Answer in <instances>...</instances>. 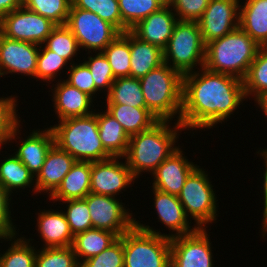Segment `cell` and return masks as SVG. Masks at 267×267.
<instances>
[{"mask_svg": "<svg viewBox=\"0 0 267 267\" xmlns=\"http://www.w3.org/2000/svg\"><path fill=\"white\" fill-rule=\"evenodd\" d=\"M200 70L183 75L179 123L185 130L215 127L230 118L246 98L239 78L204 67Z\"/></svg>", "mask_w": 267, "mask_h": 267, "instance_id": "obj_1", "label": "cell"}, {"mask_svg": "<svg viewBox=\"0 0 267 267\" xmlns=\"http://www.w3.org/2000/svg\"><path fill=\"white\" fill-rule=\"evenodd\" d=\"M169 124L170 120L159 121L151 129L130 136L127 153L123 159L136 179L141 172L153 173L180 147L175 143L179 138L178 132L184 128L178 122L174 127Z\"/></svg>", "mask_w": 267, "mask_h": 267, "instance_id": "obj_2", "label": "cell"}, {"mask_svg": "<svg viewBox=\"0 0 267 267\" xmlns=\"http://www.w3.org/2000/svg\"><path fill=\"white\" fill-rule=\"evenodd\" d=\"M259 48L260 45L239 27L206 44L204 68L243 81Z\"/></svg>", "mask_w": 267, "mask_h": 267, "instance_id": "obj_3", "label": "cell"}, {"mask_svg": "<svg viewBox=\"0 0 267 267\" xmlns=\"http://www.w3.org/2000/svg\"><path fill=\"white\" fill-rule=\"evenodd\" d=\"M50 126L55 144L76 161L97 162L112 156L104 149L98 131L97 113L70 117Z\"/></svg>", "mask_w": 267, "mask_h": 267, "instance_id": "obj_4", "label": "cell"}, {"mask_svg": "<svg viewBox=\"0 0 267 267\" xmlns=\"http://www.w3.org/2000/svg\"><path fill=\"white\" fill-rule=\"evenodd\" d=\"M146 108L159 120H172L182 109L183 75L163 63L140 78Z\"/></svg>", "mask_w": 267, "mask_h": 267, "instance_id": "obj_5", "label": "cell"}, {"mask_svg": "<svg viewBox=\"0 0 267 267\" xmlns=\"http://www.w3.org/2000/svg\"><path fill=\"white\" fill-rule=\"evenodd\" d=\"M124 267H170L171 243L167 234L136 221L123 234Z\"/></svg>", "mask_w": 267, "mask_h": 267, "instance_id": "obj_6", "label": "cell"}, {"mask_svg": "<svg viewBox=\"0 0 267 267\" xmlns=\"http://www.w3.org/2000/svg\"><path fill=\"white\" fill-rule=\"evenodd\" d=\"M205 48L198 21L178 20L163 50V63L182 75L199 70L197 64L204 67Z\"/></svg>", "mask_w": 267, "mask_h": 267, "instance_id": "obj_7", "label": "cell"}, {"mask_svg": "<svg viewBox=\"0 0 267 267\" xmlns=\"http://www.w3.org/2000/svg\"><path fill=\"white\" fill-rule=\"evenodd\" d=\"M200 166L187 177L178 195L186 215L195 220L198 228H205L206 224L214 222L217 214V197L208 174ZM217 205V206H216ZM210 222V223H209Z\"/></svg>", "mask_w": 267, "mask_h": 267, "instance_id": "obj_8", "label": "cell"}, {"mask_svg": "<svg viewBox=\"0 0 267 267\" xmlns=\"http://www.w3.org/2000/svg\"><path fill=\"white\" fill-rule=\"evenodd\" d=\"M67 28L77 39L79 48L88 53L102 52L121 32L97 14L80 8H70Z\"/></svg>", "mask_w": 267, "mask_h": 267, "instance_id": "obj_9", "label": "cell"}, {"mask_svg": "<svg viewBox=\"0 0 267 267\" xmlns=\"http://www.w3.org/2000/svg\"><path fill=\"white\" fill-rule=\"evenodd\" d=\"M57 25L21 6L0 19V33L13 40L42 45Z\"/></svg>", "mask_w": 267, "mask_h": 267, "instance_id": "obj_10", "label": "cell"}, {"mask_svg": "<svg viewBox=\"0 0 267 267\" xmlns=\"http://www.w3.org/2000/svg\"><path fill=\"white\" fill-rule=\"evenodd\" d=\"M84 199L93 228L110 231L120 237L136 225L132 213L116 197L89 193Z\"/></svg>", "mask_w": 267, "mask_h": 267, "instance_id": "obj_11", "label": "cell"}, {"mask_svg": "<svg viewBox=\"0 0 267 267\" xmlns=\"http://www.w3.org/2000/svg\"><path fill=\"white\" fill-rule=\"evenodd\" d=\"M206 230L198 228L193 233L170 239V267H214L210 237Z\"/></svg>", "mask_w": 267, "mask_h": 267, "instance_id": "obj_12", "label": "cell"}, {"mask_svg": "<svg viewBox=\"0 0 267 267\" xmlns=\"http://www.w3.org/2000/svg\"><path fill=\"white\" fill-rule=\"evenodd\" d=\"M239 0H210L198 20L203 42L221 38L239 28Z\"/></svg>", "mask_w": 267, "mask_h": 267, "instance_id": "obj_13", "label": "cell"}, {"mask_svg": "<svg viewBox=\"0 0 267 267\" xmlns=\"http://www.w3.org/2000/svg\"><path fill=\"white\" fill-rule=\"evenodd\" d=\"M123 157H111L102 161L91 162V193L117 197L136 180Z\"/></svg>", "mask_w": 267, "mask_h": 267, "instance_id": "obj_14", "label": "cell"}, {"mask_svg": "<svg viewBox=\"0 0 267 267\" xmlns=\"http://www.w3.org/2000/svg\"><path fill=\"white\" fill-rule=\"evenodd\" d=\"M40 45L9 39L0 33V77L23 74L35 78Z\"/></svg>", "mask_w": 267, "mask_h": 267, "instance_id": "obj_15", "label": "cell"}, {"mask_svg": "<svg viewBox=\"0 0 267 267\" xmlns=\"http://www.w3.org/2000/svg\"><path fill=\"white\" fill-rule=\"evenodd\" d=\"M183 155L182 149L178 148L156 168L152 173V188L175 196L180 194L187 177L197 167Z\"/></svg>", "mask_w": 267, "mask_h": 267, "instance_id": "obj_16", "label": "cell"}, {"mask_svg": "<svg viewBox=\"0 0 267 267\" xmlns=\"http://www.w3.org/2000/svg\"><path fill=\"white\" fill-rule=\"evenodd\" d=\"M175 16L171 7H162L141 20L130 31L140 40L164 50L178 22Z\"/></svg>", "mask_w": 267, "mask_h": 267, "instance_id": "obj_17", "label": "cell"}, {"mask_svg": "<svg viewBox=\"0 0 267 267\" xmlns=\"http://www.w3.org/2000/svg\"><path fill=\"white\" fill-rule=\"evenodd\" d=\"M153 194L158 221L175 233L168 234L169 239L193 233L198 229L196 225L194 227L189 225L191 220L188 219L189 217L186 215L178 196L161 192L155 188H153Z\"/></svg>", "mask_w": 267, "mask_h": 267, "instance_id": "obj_18", "label": "cell"}, {"mask_svg": "<svg viewBox=\"0 0 267 267\" xmlns=\"http://www.w3.org/2000/svg\"><path fill=\"white\" fill-rule=\"evenodd\" d=\"M75 162L68 152L54 144L46 155L41 171L35 177L36 193L46 191L50 197Z\"/></svg>", "mask_w": 267, "mask_h": 267, "instance_id": "obj_19", "label": "cell"}, {"mask_svg": "<svg viewBox=\"0 0 267 267\" xmlns=\"http://www.w3.org/2000/svg\"><path fill=\"white\" fill-rule=\"evenodd\" d=\"M56 84V87L52 89V100L54 99L53 107L55 115H58V120L87 116L95 112L90 108L91 106L94 107L91 96L71 86L65 79L58 81Z\"/></svg>", "mask_w": 267, "mask_h": 267, "instance_id": "obj_20", "label": "cell"}, {"mask_svg": "<svg viewBox=\"0 0 267 267\" xmlns=\"http://www.w3.org/2000/svg\"><path fill=\"white\" fill-rule=\"evenodd\" d=\"M46 129L33 130L25 140H21V144L18 143V149L14 152L34 177L41 171L48 151L55 144L52 128Z\"/></svg>", "mask_w": 267, "mask_h": 267, "instance_id": "obj_21", "label": "cell"}, {"mask_svg": "<svg viewBox=\"0 0 267 267\" xmlns=\"http://www.w3.org/2000/svg\"><path fill=\"white\" fill-rule=\"evenodd\" d=\"M52 210V211H51ZM44 210L38 213L37 227L43 248L72 246L74 236L70 231L68 221L60 210Z\"/></svg>", "mask_w": 267, "mask_h": 267, "instance_id": "obj_22", "label": "cell"}, {"mask_svg": "<svg viewBox=\"0 0 267 267\" xmlns=\"http://www.w3.org/2000/svg\"><path fill=\"white\" fill-rule=\"evenodd\" d=\"M91 162L76 161L63 178L57 190L49 197L52 201L84 199L90 191Z\"/></svg>", "mask_w": 267, "mask_h": 267, "instance_id": "obj_23", "label": "cell"}, {"mask_svg": "<svg viewBox=\"0 0 267 267\" xmlns=\"http://www.w3.org/2000/svg\"><path fill=\"white\" fill-rule=\"evenodd\" d=\"M239 27L258 45L267 46V0H246L240 5Z\"/></svg>", "mask_w": 267, "mask_h": 267, "instance_id": "obj_24", "label": "cell"}, {"mask_svg": "<svg viewBox=\"0 0 267 267\" xmlns=\"http://www.w3.org/2000/svg\"><path fill=\"white\" fill-rule=\"evenodd\" d=\"M130 77L140 79L163 64V50L144 42L130 31Z\"/></svg>", "mask_w": 267, "mask_h": 267, "instance_id": "obj_25", "label": "cell"}, {"mask_svg": "<svg viewBox=\"0 0 267 267\" xmlns=\"http://www.w3.org/2000/svg\"><path fill=\"white\" fill-rule=\"evenodd\" d=\"M105 111L97 113L98 131L102 145L112 157H124L130 137L122 125L107 110Z\"/></svg>", "mask_w": 267, "mask_h": 267, "instance_id": "obj_26", "label": "cell"}, {"mask_svg": "<svg viewBox=\"0 0 267 267\" xmlns=\"http://www.w3.org/2000/svg\"><path fill=\"white\" fill-rule=\"evenodd\" d=\"M106 110L122 125L130 137L151 129L159 120L147 109L121 104H106Z\"/></svg>", "mask_w": 267, "mask_h": 267, "instance_id": "obj_27", "label": "cell"}, {"mask_svg": "<svg viewBox=\"0 0 267 267\" xmlns=\"http://www.w3.org/2000/svg\"><path fill=\"white\" fill-rule=\"evenodd\" d=\"M117 238L114 233L97 228H91L76 234L72 247L79 265L83 261L100 254Z\"/></svg>", "mask_w": 267, "mask_h": 267, "instance_id": "obj_28", "label": "cell"}, {"mask_svg": "<svg viewBox=\"0 0 267 267\" xmlns=\"http://www.w3.org/2000/svg\"><path fill=\"white\" fill-rule=\"evenodd\" d=\"M34 178L33 174L14 153L9 158L5 157L0 163V184L10 195L20 188H31V185L34 186L32 191L36 193Z\"/></svg>", "mask_w": 267, "mask_h": 267, "instance_id": "obj_29", "label": "cell"}, {"mask_svg": "<svg viewBox=\"0 0 267 267\" xmlns=\"http://www.w3.org/2000/svg\"><path fill=\"white\" fill-rule=\"evenodd\" d=\"M105 98L106 104L146 108L140 80L134 77L116 78Z\"/></svg>", "mask_w": 267, "mask_h": 267, "instance_id": "obj_30", "label": "cell"}, {"mask_svg": "<svg viewBox=\"0 0 267 267\" xmlns=\"http://www.w3.org/2000/svg\"><path fill=\"white\" fill-rule=\"evenodd\" d=\"M116 78L130 77V31L120 33L102 51Z\"/></svg>", "mask_w": 267, "mask_h": 267, "instance_id": "obj_31", "label": "cell"}, {"mask_svg": "<svg viewBox=\"0 0 267 267\" xmlns=\"http://www.w3.org/2000/svg\"><path fill=\"white\" fill-rule=\"evenodd\" d=\"M243 83L246 99L252 95L256 101L267 93V46H260L258 49Z\"/></svg>", "mask_w": 267, "mask_h": 267, "instance_id": "obj_32", "label": "cell"}, {"mask_svg": "<svg viewBox=\"0 0 267 267\" xmlns=\"http://www.w3.org/2000/svg\"><path fill=\"white\" fill-rule=\"evenodd\" d=\"M16 236L7 239L11 241V246L3 254L0 253V267H35L36 248L31 246L30 239Z\"/></svg>", "mask_w": 267, "mask_h": 267, "instance_id": "obj_33", "label": "cell"}, {"mask_svg": "<svg viewBox=\"0 0 267 267\" xmlns=\"http://www.w3.org/2000/svg\"><path fill=\"white\" fill-rule=\"evenodd\" d=\"M118 5L125 31H130L141 20L162 8L157 0H118Z\"/></svg>", "mask_w": 267, "mask_h": 267, "instance_id": "obj_34", "label": "cell"}, {"mask_svg": "<svg viewBox=\"0 0 267 267\" xmlns=\"http://www.w3.org/2000/svg\"><path fill=\"white\" fill-rule=\"evenodd\" d=\"M70 8H80L97 14L103 20L115 26L121 33L125 24L119 11L118 0H71Z\"/></svg>", "mask_w": 267, "mask_h": 267, "instance_id": "obj_35", "label": "cell"}, {"mask_svg": "<svg viewBox=\"0 0 267 267\" xmlns=\"http://www.w3.org/2000/svg\"><path fill=\"white\" fill-rule=\"evenodd\" d=\"M16 107L17 99L13 95L0 97V149L2 145L15 140L16 135L20 133L21 120L18 119L20 117H18Z\"/></svg>", "mask_w": 267, "mask_h": 267, "instance_id": "obj_36", "label": "cell"}, {"mask_svg": "<svg viewBox=\"0 0 267 267\" xmlns=\"http://www.w3.org/2000/svg\"><path fill=\"white\" fill-rule=\"evenodd\" d=\"M71 0H22V6L48 18L56 25H65Z\"/></svg>", "mask_w": 267, "mask_h": 267, "instance_id": "obj_37", "label": "cell"}, {"mask_svg": "<svg viewBox=\"0 0 267 267\" xmlns=\"http://www.w3.org/2000/svg\"><path fill=\"white\" fill-rule=\"evenodd\" d=\"M43 44L48 50L55 52L69 62L80 51L77 39L66 25H57Z\"/></svg>", "mask_w": 267, "mask_h": 267, "instance_id": "obj_38", "label": "cell"}, {"mask_svg": "<svg viewBox=\"0 0 267 267\" xmlns=\"http://www.w3.org/2000/svg\"><path fill=\"white\" fill-rule=\"evenodd\" d=\"M39 250L37 249L35 267H80L72 246L42 247Z\"/></svg>", "mask_w": 267, "mask_h": 267, "instance_id": "obj_39", "label": "cell"}, {"mask_svg": "<svg viewBox=\"0 0 267 267\" xmlns=\"http://www.w3.org/2000/svg\"><path fill=\"white\" fill-rule=\"evenodd\" d=\"M67 203V211H63L73 236L93 228L87 201L85 199H70Z\"/></svg>", "mask_w": 267, "mask_h": 267, "instance_id": "obj_40", "label": "cell"}, {"mask_svg": "<svg viewBox=\"0 0 267 267\" xmlns=\"http://www.w3.org/2000/svg\"><path fill=\"white\" fill-rule=\"evenodd\" d=\"M67 63L68 61L65 58L48 50L44 44L43 47L40 45L35 78L46 82H50L52 79L54 81L55 77H58V72L63 70V67H67Z\"/></svg>", "mask_w": 267, "mask_h": 267, "instance_id": "obj_41", "label": "cell"}, {"mask_svg": "<svg viewBox=\"0 0 267 267\" xmlns=\"http://www.w3.org/2000/svg\"><path fill=\"white\" fill-rule=\"evenodd\" d=\"M84 63L88 66L95 83V94L105 88L107 89V94L110 91L111 85L115 81L111 66L108 62V59L103 54L99 52L95 55L88 56V60H85Z\"/></svg>", "mask_w": 267, "mask_h": 267, "instance_id": "obj_42", "label": "cell"}, {"mask_svg": "<svg viewBox=\"0 0 267 267\" xmlns=\"http://www.w3.org/2000/svg\"><path fill=\"white\" fill-rule=\"evenodd\" d=\"M80 267H124L123 235L100 254L83 261Z\"/></svg>", "mask_w": 267, "mask_h": 267, "instance_id": "obj_43", "label": "cell"}, {"mask_svg": "<svg viewBox=\"0 0 267 267\" xmlns=\"http://www.w3.org/2000/svg\"><path fill=\"white\" fill-rule=\"evenodd\" d=\"M69 65V68H66L68 69L66 71L68 78L65 81L94 99L95 83L88 66L84 62L75 64L73 60Z\"/></svg>", "mask_w": 267, "mask_h": 267, "instance_id": "obj_44", "label": "cell"}, {"mask_svg": "<svg viewBox=\"0 0 267 267\" xmlns=\"http://www.w3.org/2000/svg\"><path fill=\"white\" fill-rule=\"evenodd\" d=\"M210 0H173L171 8L179 21H198Z\"/></svg>", "mask_w": 267, "mask_h": 267, "instance_id": "obj_45", "label": "cell"}, {"mask_svg": "<svg viewBox=\"0 0 267 267\" xmlns=\"http://www.w3.org/2000/svg\"><path fill=\"white\" fill-rule=\"evenodd\" d=\"M11 195L2 187L0 184V240L8 239L12 236L17 235L16 226L13 225L11 211L10 209V200Z\"/></svg>", "mask_w": 267, "mask_h": 267, "instance_id": "obj_46", "label": "cell"}, {"mask_svg": "<svg viewBox=\"0 0 267 267\" xmlns=\"http://www.w3.org/2000/svg\"><path fill=\"white\" fill-rule=\"evenodd\" d=\"M260 156L263 157V159L265 160L264 163H265V171H264V174H263V199H264V210H263V220H262V236L265 237L267 235V149H263L262 151H258L257 152Z\"/></svg>", "mask_w": 267, "mask_h": 267, "instance_id": "obj_47", "label": "cell"}, {"mask_svg": "<svg viewBox=\"0 0 267 267\" xmlns=\"http://www.w3.org/2000/svg\"><path fill=\"white\" fill-rule=\"evenodd\" d=\"M22 6V0H0V19Z\"/></svg>", "mask_w": 267, "mask_h": 267, "instance_id": "obj_48", "label": "cell"}, {"mask_svg": "<svg viewBox=\"0 0 267 267\" xmlns=\"http://www.w3.org/2000/svg\"><path fill=\"white\" fill-rule=\"evenodd\" d=\"M256 103H258V105L262 109L264 115L267 117V93H265L261 97H259L256 100Z\"/></svg>", "mask_w": 267, "mask_h": 267, "instance_id": "obj_49", "label": "cell"}, {"mask_svg": "<svg viewBox=\"0 0 267 267\" xmlns=\"http://www.w3.org/2000/svg\"><path fill=\"white\" fill-rule=\"evenodd\" d=\"M162 7H171L173 0H157Z\"/></svg>", "mask_w": 267, "mask_h": 267, "instance_id": "obj_50", "label": "cell"}]
</instances>
